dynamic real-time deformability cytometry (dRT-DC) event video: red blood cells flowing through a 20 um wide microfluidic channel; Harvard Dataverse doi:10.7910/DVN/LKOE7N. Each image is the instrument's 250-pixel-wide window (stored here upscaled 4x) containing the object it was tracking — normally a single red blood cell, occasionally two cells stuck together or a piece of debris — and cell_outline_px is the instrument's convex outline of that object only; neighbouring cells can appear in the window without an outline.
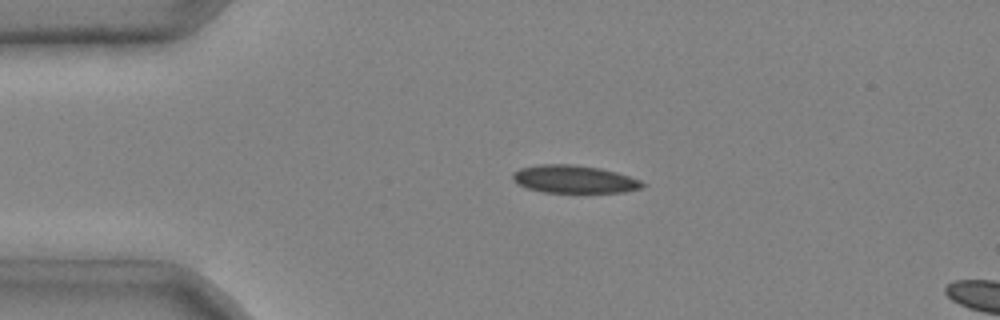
{"species": "common noctule bat (a hibernating species)", "species_latin": "Nyctalus noctula", "temperature_condition": "cold", "stored_images_in_passage": 3, "camera_frame_rate_fps": 3000, "um_per_image_px": 0.085, "animal": {"sex": "male", "body_mass_g": 20.4}, "frame": {"image": 1, "passage_image": 2, "time_ms": 0.333, "image_size_px": [1000, 320], "cell_outline_px": [[648, 184], [644, 188], [624, 192], [544, 192], [528, 188], [516, 184], [512, 180], [512, 172], [520, 168], [540, 164], [572, 164], [600, 168], [616, 172], [640, 180]], "centroid_in_image_um": [48.8, 15.23], "position_along_channel_um": 36.2, "area_um2": 21.15}}